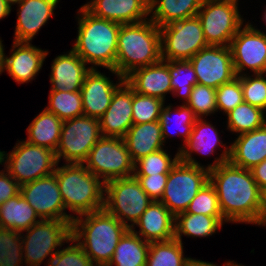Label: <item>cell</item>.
<instances>
[{
    "mask_svg": "<svg viewBox=\"0 0 266 266\" xmlns=\"http://www.w3.org/2000/svg\"><path fill=\"white\" fill-rule=\"evenodd\" d=\"M206 167L209 182L215 188L223 218L227 222L263 226L265 194L249 169L232 165L228 160L230 147Z\"/></svg>",
    "mask_w": 266,
    "mask_h": 266,
    "instance_id": "1",
    "label": "cell"
},
{
    "mask_svg": "<svg viewBox=\"0 0 266 266\" xmlns=\"http://www.w3.org/2000/svg\"><path fill=\"white\" fill-rule=\"evenodd\" d=\"M72 222L41 220L25 230L26 236L19 233L0 250V266H19L23 258L27 266H39L48 255L51 260L58 246L70 243Z\"/></svg>",
    "mask_w": 266,
    "mask_h": 266,
    "instance_id": "2",
    "label": "cell"
},
{
    "mask_svg": "<svg viewBox=\"0 0 266 266\" xmlns=\"http://www.w3.org/2000/svg\"><path fill=\"white\" fill-rule=\"evenodd\" d=\"M78 36L72 50L91 68L96 66L116 72L117 40L121 24L99 18L84 6L79 9Z\"/></svg>",
    "mask_w": 266,
    "mask_h": 266,
    "instance_id": "3",
    "label": "cell"
},
{
    "mask_svg": "<svg viewBox=\"0 0 266 266\" xmlns=\"http://www.w3.org/2000/svg\"><path fill=\"white\" fill-rule=\"evenodd\" d=\"M128 229L117 217L101 209L80 217L75 216L72 222V238L96 266H107L120 238Z\"/></svg>",
    "mask_w": 266,
    "mask_h": 266,
    "instance_id": "4",
    "label": "cell"
},
{
    "mask_svg": "<svg viewBox=\"0 0 266 266\" xmlns=\"http://www.w3.org/2000/svg\"><path fill=\"white\" fill-rule=\"evenodd\" d=\"M161 60V33L150 19L120 26L116 72L124 78L133 70Z\"/></svg>",
    "mask_w": 266,
    "mask_h": 266,
    "instance_id": "5",
    "label": "cell"
},
{
    "mask_svg": "<svg viewBox=\"0 0 266 266\" xmlns=\"http://www.w3.org/2000/svg\"><path fill=\"white\" fill-rule=\"evenodd\" d=\"M54 173L65 209L79 216L104 209L105 183L84 164L57 165Z\"/></svg>",
    "mask_w": 266,
    "mask_h": 266,
    "instance_id": "6",
    "label": "cell"
},
{
    "mask_svg": "<svg viewBox=\"0 0 266 266\" xmlns=\"http://www.w3.org/2000/svg\"><path fill=\"white\" fill-rule=\"evenodd\" d=\"M2 163L6 164L5 170L20 186L53 174L58 165L55 151L26 141L16 143L9 154L0 151Z\"/></svg>",
    "mask_w": 266,
    "mask_h": 266,
    "instance_id": "7",
    "label": "cell"
},
{
    "mask_svg": "<svg viewBox=\"0 0 266 266\" xmlns=\"http://www.w3.org/2000/svg\"><path fill=\"white\" fill-rule=\"evenodd\" d=\"M105 194L104 209L129 229L134 228L152 202L134 175L108 181L105 183Z\"/></svg>",
    "mask_w": 266,
    "mask_h": 266,
    "instance_id": "8",
    "label": "cell"
},
{
    "mask_svg": "<svg viewBox=\"0 0 266 266\" xmlns=\"http://www.w3.org/2000/svg\"><path fill=\"white\" fill-rule=\"evenodd\" d=\"M238 0H203L197 17L200 19L208 45L230 46L242 28L243 18L238 11Z\"/></svg>",
    "mask_w": 266,
    "mask_h": 266,
    "instance_id": "9",
    "label": "cell"
},
{
    "mask_svg": "<svg viewBox=\"0 0 266 266\" xmlns=\"http://www.w3.org/2000/svg\"><path fill=\"white\" fill-rule=\"evenodd\" d=\"M84 163L104 183L134 174V162L123 138L119 137L102 136L92 147Z\"/></svg>",
    "mask_w": 266,
    "mask_h": 266,
    "instance_id": "10",
    "label": "cell"
},
{
    "mask_svg": "<svg viewBox=\"0 0 266 266\" xmlns=\"http://www.w3.org/2000/svg\"><path fill=\"white\" fill-rule=\"evenodd\" d=\"M209 182V170L181 161L168 173L161 203L174 215L187 210L199 190Z\"/></svg>",
    "mask_w": 266,
    "mask_h": 266,
    "instance_id": "11",
    "label": "cell"
},
{
    "mask_svg": "<svg viewBox=\"0 0 266 266\" xmlns=\"http://www.w3.org/2000/svg\"><path fill=\"white\" fill-rule=\"evenodd\" d=\"M159 29L162 60L189 61L197 52L209 46L197 16L169 23Z\"/></svg>",
    "mask_w": 266,
    "mask_h": 266,
    "instance_id": "12",
    "label": "cell"
},
{
    "mask_svg": "<svg viewBox=\"0 0 266 266\" xmlns=\"http://www.w3.org/2000/svg\"><path fill=\"white\" fill-rule=\"evenodd\" d=\"M101 137L97 118L82 115L63 121L55 151L58 163L63 158L66 163L84 164L90 150Z\"/></svg>",
    "mask_w": 266,
    "mask_h": 266,
    "instance_id": "13",
    "label": "cell"
},
{
    "mask_svg": "<svg viewBox=\"0 0 266 266\" xmlns=\"http://www.w3.org/2000/svg\"><path fill=\"white\" fill-rule=\"evenodd\" d=\"M20 193L39 219L73 221L74 216L64 212L65 205L55 173L20 186Z\"/></svg>",
    "mask_w": 266,
    "mask_h": 266,
    "instance_id": "14",
    "label": "cell"
},
{
    "mask_svg": "<svg viewBox=\"0 0 266 266\" xmlns=\"http://www.w3.org/2000/svg\"><path fill=\"white\" fill-rule=\"evenodd\" d=\"M230 49L236 76L249 68L254 74L266 73V34L250 23L233 37Z\"/></svg>",
    "mask_w": 266,
    "mask_h": 266,
    "instance_id": "15",
    "label": "cell"
},
{
    "mask_svg": "<svg viewBox=\"0 0 266 266\" xmlns=\"http://www.w3.org/2000/svg\"><path fill=\"white\" fill-rule=\"evenodd\" d=\"M189 63L195 70L197 83L217 89L236 78L229 46H213L197 52Z\"/></svg>",
    "mask_w": 266,
    "mask_h": 266,
    "instance_id": "16",
    "label": "cell"
},
{
    "mask_svg": "<svg viewBox=\"0 0 266 266\" xmlns=\"http://www.w3.org/2000/svg\"><path fill=\"white\" fill-rule=\"evenodd\" d=\"M133 88L124 81L114 92L112 101L99 118L100 132L103 137L123 138L133 125L132 119Z\"/></svg>",
    "mask_w": 266,
    "mask_h": 266,
    "instance_id": "17",
    "label": "cell"
},
{
    "mask_svg": "<svg viewBox=\"0 0 266 266\" xmlns=\"http://www.w3.org/2000/svg\"><path fill=\"white\" fill-rule=\"evenodd\" d=\"M119 83H112L109 77L91 69L86 75L80 89L83 111L85 116L99 119L109 107L115 90L125 81L124 77H118Z\"/></svg>",
    "mask_w": 266,
    "mask_h": 266,
    "instance_id": "18",
    "label": "cell"
},
{
    "mask_svg": "<svg viewBox=\"0 0 266 266\" xmlns=\"http://www.w3.org/2000/svg\"><path fill=\"white\" fill-rule=\"evenodd\" d=\"M21 193L0 204V250L16 235L41 221ZM37 219V220H36Z\"/></svg>",
    "mask_w": 266,
    "mask_h": 266,
    "instance_id": "19",
    "label": "cell"
},
{
    "mask_svg": "<svg viewBox=\"0 0 266 266\" xmlns=\"http://www.w3.org/2000/svg\"><path fill=\"white\" fill-rule=\"evenodd\" d=\"M83 6L94 16L121 25L149 19V0H91Z\"/></svg>",
    "mask_w": 266,
    "mask_h": 266,
    "instance_id": "20",
    "label": "cell"
},
{
    "mask_svg": "<svg viewBox=\"0 0 266 266\" xmlns=\"http://www.w3.org/2000/svg\"><path fill=\"white\" fill-rule=\"evenodd\" d=\"M170 79L169 62L162 59L150 66L139 67L125 77L135 92L164 102L166 94L172 92Z\"/></svg>",
    "mask_w": 266,
    "mask_h": 266,
    "instance_id": "21",
    "label": "cell"
},
{
    "mask_svg": "<svg viewBox=\"0 0 266 266\" xmlns=\"http://www.w3.org/2000/svg\"><path fill=\"white\" fill-rule=\"evenodd\" d=\"M59 0H21L14 41L29 42L54 14Z\"/></svg>",
    "mask_w": 266,
    "mask_h": 266,
    "instance_id": "22",
    "label": "cell"
},
{
    "mask_svg": "<svg viewBox=\"0 0 266 266\" xmlns=\"http://www.w3.org/2000/svg\"><path fill=\"white\" fill-rule=\"evenodd\" d=\"M13 52L5 57V69L15 82L20 84L31 81L42 68L48 54L29 42L13 41Z\"/></svg>",
    "mask_w": 266,
    "mask_h": 266,
    "instance_id": "23",
    "label": "cell"
},
{
    "mask_svg": "<svg viewBox=\"0 0 266 266\" xmlns=\"http://www.w3.org/2000/svg\"><path fill=\"white\" fill-rule=\"evenodd\" d=\"M51 69V90L75 92L80 91L92 68L86 67L83 59L71 49L68 54L58 55Z\"/></svg>",
    "mask_w": 266,
    "mask_h": 266,
    "instance_id": "24",
    "label": "cell"
},
{
    "mask_svg": "<svg viewBox=\"0 0 266 266\" xmlns=\"http://www.w3.org/2000/svg\"><path fill=\"white\" fill-rule=\"evenodd\" d=\"M131 230L146 242L168 241L174 238L175 216L160 201H152Z\"/></svg>",
    "mask_w": 266,
    "mask_h": 266,
    "instance_id": "25",
    "label": "cell"
},
{
    "mask_svg": "<svg viewBox=\"0 0 266 266\" xmlns=\"http://www.w3.org/2000/svg\"><path fill=\"white\" fill-rule=\"evenodd\" d=\"M266 159V124L240 134L230 146L229 162L237 167L252 169Z\"/></svg>",
    "mask_w": 266,
    "mask_h": 266,
    "instance_id": "26",
    "label": "cell"
},
{
    "mask_svg": "<svg viewBox=\"0 0 266 266\" xmlns=\"http://www.w3.org/2000/svg\"><path fill=\"white\" fill-rule=\"evenodd\" d=\"M123 140L134 163L150 153L164 149L160 121L133 124Z\"/></svg>",
    "mask_w": 266,
    "mask_h": 266,
    "instance_id": "27",
    "label": "cell"
},
{
    "mask_svg": "<svg viewBox=\"0 0 266 266\" xmlns=\"http://www.w3.org/2000/svg\"><path fill=\"white\" fill-rule=\"evenodd\" d=\"M219 138L218 131L214 126L206 120L203 121L202 118H197L189 140L185 146L183 145L178 150L180 160L194 166H201L200 163L192 158V152L205 154V156L206 154H213L218 143H221L222 147L225 146Z\"/></svg>",
    "mask_w": 266,
    "mask_h": 266,
    "instance_id": "28",
    "label": "cell"
},
{
    "mask_svg": "<svg viewBox=\"0 0 266 266\" xmlns=\"http://www.w3.org/2000/svg\"><path fill=\"white\" fill-rule=\"evenodd\" d=\"M203 0H149L150 20L158 27L197 16Z\"/></svg>",
    "mask_w": 266,
    "mask_h": 266,
    "instance_id": "29",
    "label": "cell"
},
{
    "mask_svg": "<svg viewBox=\"0 0 266 266\" xmlns=\"http://www.w3.org/2000/svg\"><path fill=\"white\" fill-rule=\"evenodd\" d=\"M63 121L54 113L44 109L27 128L26 142L56 151Z\"/></svg>",
    "mask_w": 266,
    "mask_h": 266,
    "instance_id": "30",
    "label": "cell"
},
{
    "mask_svg": "<svg viewBox=\"0 0 266 266\" xmlns=\"http://www.w3.org/2000/svg\"><path fill=\"white\" fill-rule=\"evenodd\" d=\"M150 243L128 229L120 238L107 266H146Z\"/></svg>",
    "mask_w": 266,
    "mask_h": 266,
    "instance_id": "31",
    "label": "cell"
},
{
    "mask_svg": "<svg viewBox=\"0 0 266 266\" xmlns=\"http://www.w3.org/2000/svg\"><path fill=\"white\" fill-rule=\"evenodd\" d=\"M222 225L214 216L180 213L175 216L174 238L182 242V234L188 237H208L220 230Z\"/></svg>",
    "mask_w": 266,
    "mask_h": 266,
    "instance_id": "32",
    "label": "cell"
},
{
    "mask_svg": "<svg viewBox=\"0 0 266 266\" xmlns=\"http://www.w3.org/2000/svg\"><path fill=\"white\" fill-rule=\"evenodd\" d=\"M183 243L175 238L151 242L146 266H186L189 257H184Z\"/></svg>",
    "mask_w": 266,
    "mask_h": 266,
    "instance_id": "33",
    "label": "cell"
},
{
    "mask_svg": "<svg viewBox=\"0 0 266 266\" xmlns=\"http://www.w3.org/2000/svg\"><path fill=\"white\" fill-rule=\"evenodd\" d=\"M264 114L261 108L243 102L227 113V129L239 135L259 129L266 124Z\"/></svg>",
    "mask_w": 266,
    "mask_h": 266,
    "instance_id": "34",
    "label": "cell"
},
{
    "mask_svg": "<svg viewBox=\"0 0 266 266\" xmlns=\"http://www.w3.org/2000/svg\"><path fill=\"white\" fill-rule=\"evenodd\" d=\"M48 105L45 109L54 113L62 121L84 115L80 91L51 90Z\"/></svg>",
    "mask_w": 266,
    "mask_h": 266,
    "instance_id": "35",
    "label": "cell"
},
{
    "mask_svg": "<svg viewBox=\"0 0 266 266\" xmlns=\"http://www.w3.org/2000/svg\"><path fill=\"white\" fill-rule=\"evenodd\" d=\"M172 106L168 105L166 107L163 106V109L161 110L160 114V123H161V131H162V137L165 143V139L169 136H171V129H170V120H172ZM172 114V115H171ZM175 120L177 121V124L181 126V130H179V133L175 134H181L180 136L184 137V145L187 143V141L190 138V134L193 130V125L195 124V121L197 120V117L194 115V112L184 103V105H180L179 108H177L175 114H174ZM179 126V127H180ZM182 131V132H181Z\"/></svg>",
    "mask_w": 266,
    "mask_h": 266,
    "instance_id": "36",
    "label": "cell"
},
{
    "mask_svg": "<svg viewBox=\"0 0 266 266\" xmlns=\"http://www.w3.org/2000/svg\"><path fill=\"white\" fill-rule=\"evenodd\" d=\"M172 94L182 96L188 102L192 88L197 84L194 68L189 61H168ZM184 75V76H183ZM183 76V77H182ZM176 92V93H175Z\"/></svg>",
    "mask_w": 266,
    "mask_h": 266,
    "instance_id": "37",
    "label": "cell"
},
{
    "mask_svg": "<svg viewBox=\"0 0 266 266\" xmlns=\"http://www.w3.org/2000/svg\"><path fill=\"white\" fill-rule=\"evenodd\" d=\"M179 152L174 158H170L166 150L160 149L142 157L134 163V176L158 175L169 173L179 160ZM138 165V166H137Z\"/></svg>",
    "mask_w": 266,
    "mask_h": 266,
    "instance_id": "38",
    "label": "cell"
},
{
    "mask_svg": "<svg viewBox=\"0 0 266 266\" xmlns=\"http://www.w3.org/2000/svg\"><path fill=\"white\" fill-rule=\"evenodd\" d=\"M183 213L204 214L216 217L222 224L227 222L219 206L218 196L215 188L210 182H207L196 194L189 204L187 210Z\"/></svg>",
    "mask_w": 266,
    "mask_h": 266,
    "instance_id": "39",
    "label": "cell"
},
{
    "mask_svg": "<svg viewBox=\"0 0 266 266\" xmlns=\"http://www.w3.org/2000/svg\"><path fill=\"white\" fill-rule=\"evenodd\" d=\"M163 106V100L148 95H142L133 90V124L159 121Z\"/></svg>",
    "mask_w": 266,
    "mask_h": 266,
    "instance_id": "40",
    "label": "cell"
},
{
    "mask_svg": "<svg viewBox=\"0 0 266 266\" xmlns=\"http://www.w3.org/2000/svg\"><path fill=\"white\" fill-rule=\"evenodd\" d=\"M185 104L197 118L215 113L217 111L216 89L197 83L193 86L189 100Z\"/></svg>",
    "mask_w": 266,
    "mask_h": 266,
    "instance_id": "41",
    "label": "cell"
},
{
    "mask_svg": "<svg viewBox=\"0 0 266 266\" xmlns=\"http://www.w3.org/2000/svg\"><path fill=\"white\" fill-rule=\"evenodd\" d=\"M242 73L241 87L245 103L266 111V79L264 74H255L254 78Z\"/></svg>",
    "mask_w": 266,
    "mask_h": 266,
    "instance_id": "42",
    "label": "cell"
},
{
    "mask_svg": "<svg viewBox=\"0 0 266 266\" xmlns=\"http://www.w3.org/2000/svg\"><path fill=\"white\" fill-rule=\"evenodd\" d=\"M243 102L241 76H237L231 82L223 84L216 89L217 111L223 110L227 114Z\"/></svg>",
    "mask_w": 266,
    "mask_h": 266,
    "instance_id": "43",
    "label": "cell"
},
{
    "mask_svg": "<svg viewBox=\"0 0 266 266\" xmlns=\"http://www.w3.org/2000/svg\"><path fill=\"white\" fill-rule=\"evenodd\" d=\"M73 245H68L65 249H60L56 255L48 260V266H96L82 247L74 244V238L70 239Z\"/></svg>",
    "mask_w": 266,
    "mask_h": 266,
    "instance_id": "44",
    "label": "cell"
},
{
    "mask_svg": "<svg viewBox=\"0 0 266 266\" xmlns=\"http://www.w3.org/2000/svg\"><path fill=\"white\" fill-rule=\"evenodd\" d=\"M142 189L152 201H161L166 186L168 173L149 176H135Z\"/></svg>",
    "mask_w": 266,
    "mask_h": 266,
    "instance_id": "45",
    "label": "cell"
},
{
    "mask_svg": "<svg viewBox=\"0 0 266 266\" xmlns=\"http://www.w3.org/2000/svg\"><path fill=\"white\" fill-rule=\"evenodd\" d=\"M7 172V173H5ZM20 193V185L6 170L0 171V204Z\"/></svg>",
    "mask_w": 266,
    "mask_h": 266,
    "instance_id": "46",
    "label": "cell"
},
{
    "mask_svg": "<svg viewBox=\"0 0 266 266\" xmlns=\"http://www.w3.org/2000/svg\"><path fill=\"white\" fill-rule=\"evenodd\" d=\"M261 191L266 195V159L250 169Z\"/></svg>",
    "mask_w": 266,
    "mask_h": 266,
    "instance_id": "47",
    "label": "cell"
},
{
    "mask_svg": "<svg viewBox=\"0 0 266 266\" xmlns=\"http://www.w3.org/2000/svg\"><path fill=\"white\" fill-rule=\"evenodd\" d=\"M234 261H228L227 263H225L224 266H234ZM186 266H218L216 264H213L211 262H205V261H200V260H196V259H192V258H188L187 262H186Z\"/></svg>",
    "mask_w": 266,
    "mask_h": 266,
    "instance_id": "48",
    "label": "cell"
},
{
    "mask_svg": "<svg viewBox=\"0 0 266 266\" xmlns=\"http://www.w3.org/2000/svg\"><path fill=\"white\" fill-rule=\"evenodd\" d=\"M11 10V5H9L5 0H0V19L8 16Z\"/></svg>",
    "mask_w": 266,
    "mask_h": 266,
    "instance_id": "49",
    "label": "cell"
},
{
    "mask_svg": "<svg viewBox=\"0 0 266 266\" xmlns=\"http://www.w3.org/2000/svg\"><path fill=\"white\" fill-rule=\"evenodd\" d=\"M5 70V53L4 47L2 45V40L0 39V74Z\"/></svg>",
    "mask_w": 266,
    "mask_h": 266,
    "instance_id": "50",
    "label": "cell"
},
{
    "mask_svg": "<svg viewBox=\"0 0 266 266\" xmlns=\"http://www.w3.org/2000/svg\"><path fill=\"white\" fill-rule=\"evenodd\" d=\"M9 5H11L12 6V4L14 5V4H17V3H19L21 0H5Z\"/></svg>",
    "mask_w": 266,
    "mask_h": 266,
    "instance_id": "51",
    "label": "cell"
},
{
    "mask_svg": "<svg viewBox=\"0 0 266 266\" xmlns=\"http://www.w3.org/2000/svg\"><path fill=\"white\" fill-rule=\"evenodd\" d=\"M263 226H266V196H265V212H264V218H263Z\"/></svg>",
    "mask_w": 266,
    "mask_h": 266,
    "instance_id": "52",
    "label": "cell"
},
{
    "mask_svg": "<svg viewBox=\"0 0 266 266\" xmlns=\"http://www.w3.org/2000/svg\"><path fill=\"white\" fill-rule=\"evenodd\" d=\"M263 19L265 20V23H266V11L264 12V18Z\"/></svg>",
    "mask_w": 266,
    "mask_h": 266,
    "instance_id": "53",
    "label": "cell"
},
{
    "mask_svg": "<svg viewBox=\"0 0 266 266\" xmlns=\"http://www.w3.org/2000/svg\"><path fill=\"white\" fill-rule=\"evenodd\" d=\"M234 266H242V264H237L236 262L234 263ZM244 266V265H243Z\"/></svg>",
    "mask_w": 266,
    "mask_h": 266,
    "instance_id": "54",
    "label": "cell"
}]
</instances>
